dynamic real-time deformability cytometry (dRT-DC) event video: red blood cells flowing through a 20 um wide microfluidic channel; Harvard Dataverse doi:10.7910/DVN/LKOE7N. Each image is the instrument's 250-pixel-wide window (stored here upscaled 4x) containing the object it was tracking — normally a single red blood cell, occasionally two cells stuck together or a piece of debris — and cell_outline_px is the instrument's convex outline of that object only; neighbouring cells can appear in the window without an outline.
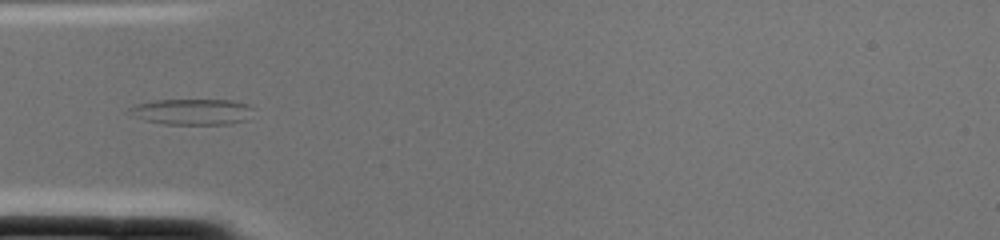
{"species": "common noctule bat (a hibernating species)", "species_latin": "Nyctalus noctula", "temperature_condition": "cold", "stored_images_in_passage": 2, "camera_frame_rate_fps": 3000, "um_per_image_px": 0.085, "animal": {"sex": "female", "body_mass_g": 22.0, "forearm_length_mm": 56.7}, "frame": {"image": 1, "passage_image": 2, "time_ms": 0.333, "image_size_px": [1000, 240], "cell_outline_px": [[256, 108], [248, 120], [232, 124], [164, 124], [144, 120], [132, 116], [128, 108], [136, 104], [156, 100], [232, 100], [248, 104]], "centroid_in_image_um": [16.4, 9.5], "position_along_channel_um": 68.6, "area_um2": 19.02}}